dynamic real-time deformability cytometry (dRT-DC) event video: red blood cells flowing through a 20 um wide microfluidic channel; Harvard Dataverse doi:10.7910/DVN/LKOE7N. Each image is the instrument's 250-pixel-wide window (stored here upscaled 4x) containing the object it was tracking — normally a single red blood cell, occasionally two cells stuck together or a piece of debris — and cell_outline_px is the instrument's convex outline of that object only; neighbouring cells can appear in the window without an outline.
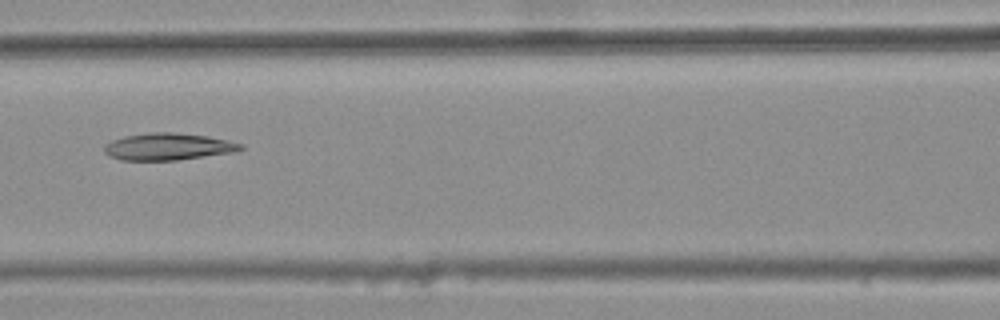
{"species": "common noctule bat (a hibernating species)", "species_latin": "Nyctalus noctula", "temperature_condition": "warm", "stored_images_in_passage": 7, "camera_frame_rate_fps": 3000, "um_per_image_px": 0.085, "animal": {"sex": "female", "body_mass_g": 25.1}, "frame": {"image": 1, "passage_image": 4, "time_ms": 1.0, "image_size_px": [1000, 320], "cell_outline_px": [[244, 148], [236, 152], [176, 160], [120, 160], [108, 156], [104, 152], [104, 144], [112, 140], [124, 136], [148, 132], [176, 132], [208, 136], [244, 144]], "centroid_in_image_um": [14.27, 12.46], "position_along_channel_um": 152.3, "area_um2": 21.68}}
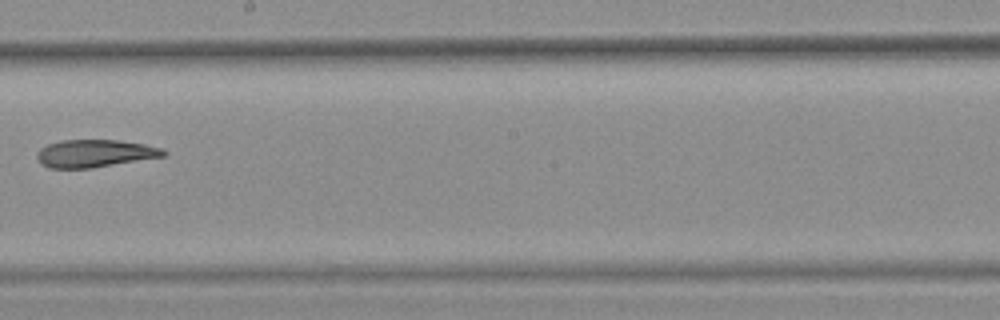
{"frame": {"image": 2, "passage_image": 6, "time_ms": 1.667, "image_size_px": [1000, 320], "cell_outline_px": [[168, 152], [164, 156], [92, 168], [48, 168], [36, 156], [40, 148], [48, 144], [60, 140], [116, 140], [144, 144], [160, 148]], "centroid_in_image_um": [8.05, 13.04], "position_along_channel_um": 240.1, "area_um2": 20.11}}
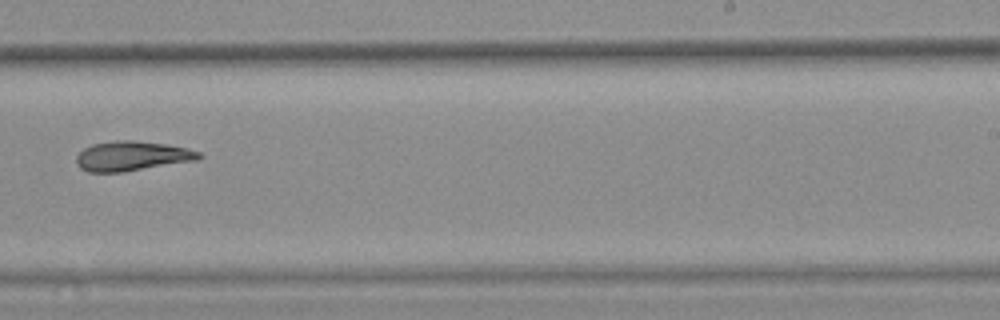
{"frame": {"image": 3, "passage_image": 7, "time_ms": 2.0, "image_size_px": [1000, 320], "cell_outline_px": [[204, 156], [200, 160], [124, 172], [88, 172], [80, 168], [76, 164], [76, 156], [84, 148], [92, 144], [116, 140], [132, 140], [168, 144], [188, 148], [200, 152]], "centroid_in_image_um": [11.26, 13.26], "position_along_channel_um": 277.7, "area_um2": 21.56}}